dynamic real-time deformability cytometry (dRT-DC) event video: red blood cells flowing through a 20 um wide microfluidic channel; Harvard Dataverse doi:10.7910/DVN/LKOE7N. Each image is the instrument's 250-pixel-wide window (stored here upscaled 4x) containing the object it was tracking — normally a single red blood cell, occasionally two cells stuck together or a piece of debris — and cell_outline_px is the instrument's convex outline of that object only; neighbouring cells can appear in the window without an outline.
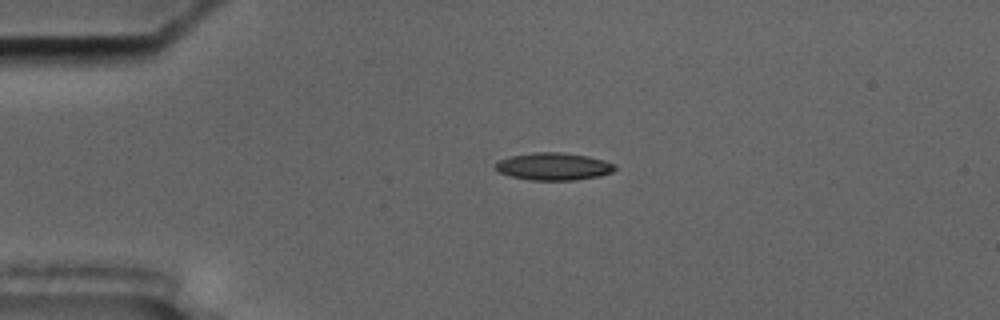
{"species": "common noctule bat (a hibernating species)", "species_latin": "Nyctalus noctula", "temperature_condition": "cold", "stored_images_in_passage": 3, "camera_frame_rate_fps": 3000, "um_per_image_px": 0.085, "animal": {"sex": "male", "body_mass_g": 17.5, "forearm_length_mm": 52.3}, "frame": {"image": 1, "passage_image": 1, "time_ms": 0.0, "image_size_px": [1000, 320], "cell_outline_px": [[616, 168], [612, 172], [596, 176], [576, 180], [532, 180], [512, 176], [500, 172], [492, 164], [496, 160], [508, 156], [532, 152], [564, 152], [588, 156], [604, 160], [616, 164]], "centroid_in_image_um": [47.02, 14.13], "position_along_channel_um": 38.0, "area_um2": 19.25}}
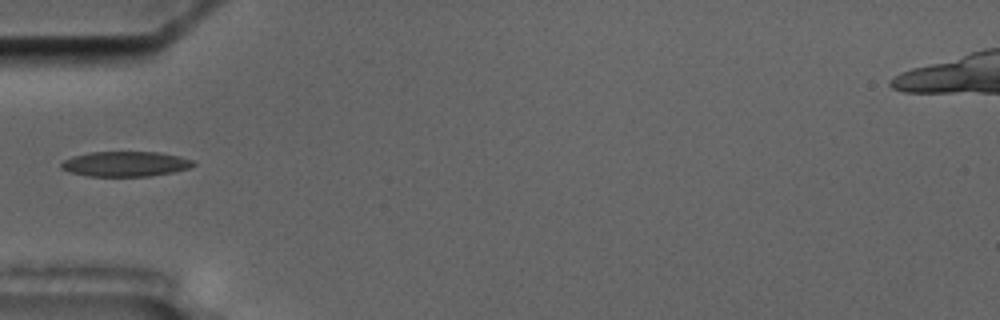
{"frame": {"image": 2, "passage_image": 3, "time_ms": 2.0, "image_size_px": [1000, 320], "cell_outline_px": [[196, 164], [188, 168], [172, 172], [148, 176], [88, 176], [68, 172], [60, 168], [60, 164], [64, 160], [72, 156], [92, 152], [156, 152], [180, 156], [196, 160]], "centroid_in_image_um": [10.65, 13.93], "position_along_channel_um": 74.3, "area_um2": 19.36}}